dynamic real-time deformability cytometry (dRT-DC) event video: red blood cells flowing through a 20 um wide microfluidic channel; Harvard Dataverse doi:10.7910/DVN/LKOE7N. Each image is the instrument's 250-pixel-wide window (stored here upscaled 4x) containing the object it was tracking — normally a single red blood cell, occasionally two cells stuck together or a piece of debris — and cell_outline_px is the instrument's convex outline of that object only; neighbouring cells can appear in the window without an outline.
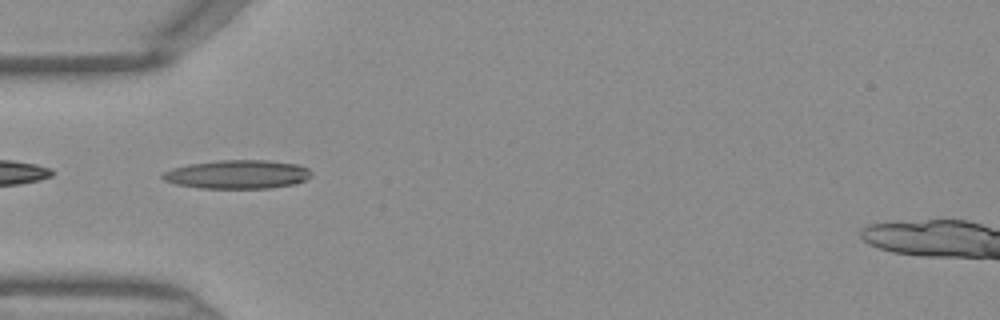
{"species": "Egyptian fruit bat (a non-hibernating species)", "species_latin": "Rousettus aegyptiacus", "temperature_condition": "warm", "stored_images_in_passage": 34, "camera_frame_rate_fps": 3000, "um_per_image_px": 0.085, "frame": {"image": 1, "passage_image": 2, "time_ms": 0.333, "image_size_px": [1000, 320], "cell_outline_px": [[312, 176], [296, 184], [268, 188], [200, 188], [176, 184], [164, 180], [160, 176], [164, 172], [172, 168], [188, 164], [220, 160], [268, 160], [296, 164], [308, 168], [312, 172]], "centroid_in_image_um": [20.19, 14.82], "position_along_channel_um": 64.8, "area_um2": 24.91}}
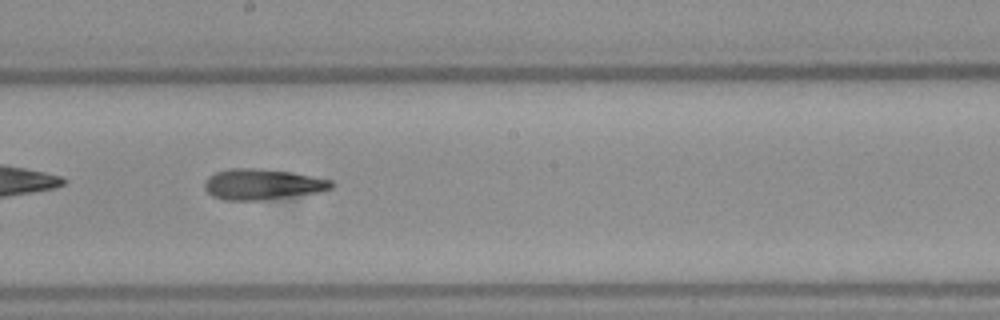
{"frame": {"image": 2, "passage_image": 13, "time_ms": 4.0, "image_size_px": [1000, 320], "cell_outline_px": [[332, 188], [320, 192], [260, 200], [224, 200], [212, 196], [204, 188], [204, 180], [208, 176], [216, 172], [228, 168], [260, 168], [292, 172], [332, 180]], "centroid_in_image_um": [22.26, 15.65], "position_along_channel_um": 225.9, "area_um2": 22.77}}
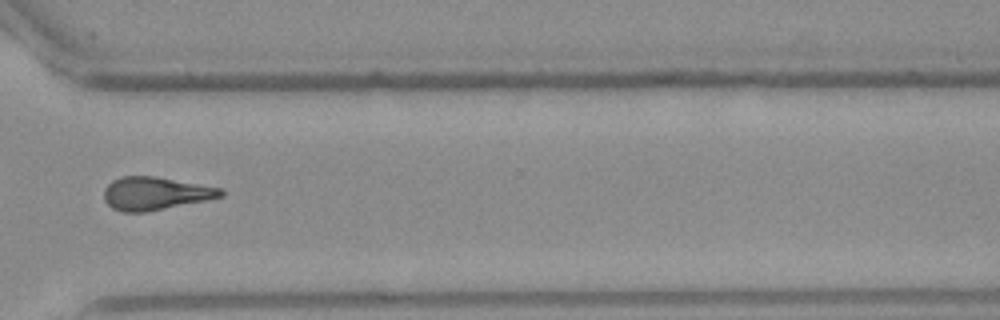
{"frame": {"image": 3, "passage_image": 22, "time_ms": 7.0, "image_size_px": [1000, 320], "cell_outline_px": [[224, 196], [208, 200], [144, 212], [124, 212], [112, 208], [104, 200], [104, 188], [112, 180], [120, 176], [156, 176], [220, 188], [224, 192]], "centroid_in_image_um": [13.18, 16.44], "position_along_channel_um": 357.4, "area_um2": 22.43}}